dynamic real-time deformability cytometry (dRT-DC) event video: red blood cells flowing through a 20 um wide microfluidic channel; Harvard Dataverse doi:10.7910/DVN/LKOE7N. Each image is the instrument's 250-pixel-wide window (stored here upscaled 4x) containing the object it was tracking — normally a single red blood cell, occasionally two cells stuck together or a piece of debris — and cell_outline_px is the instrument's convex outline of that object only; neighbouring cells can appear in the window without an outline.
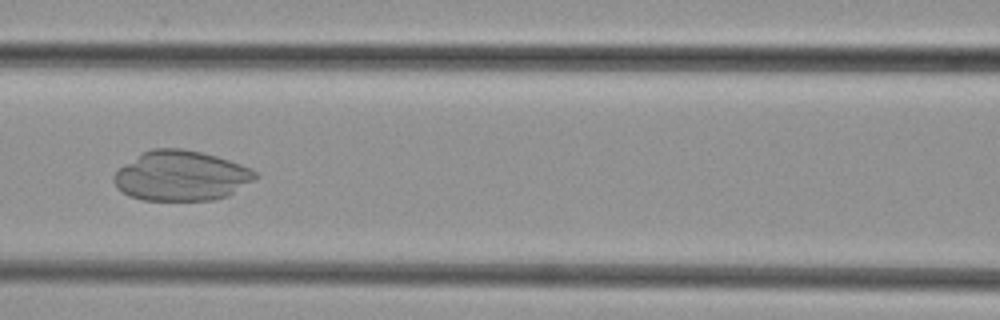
{"species": "common noctule bat (a hibernating species)", "species_latin": "Nyctalus noctula", "temperature_condition": "cold", "stored_images_in_passage": 46, "camera_frame_rate_fps": 3000, "um_per_image_px": 0.085, "animal": {"sex": "female", "body_mass_g": 29.2, "forearm_length_mm": 56.3}, "frame": {"image": 1, "passage_image": 19, "time_ms": 6.0, "image_size_px": [1000, 320], "cell_outline_px": [[260, 176], [228, 196], [216, 200], [144, 200], [128, 196], [116, 188], [112, 180], [112, 176], [124, 164], [144, 152], [152, 148], [184, 148], [216, 156], [240, 164], [256, 172]], "centroid_in_image_um": [15.38, 14.95], "position_along_channel_um": 151.2, "area_um2": 41.27}}
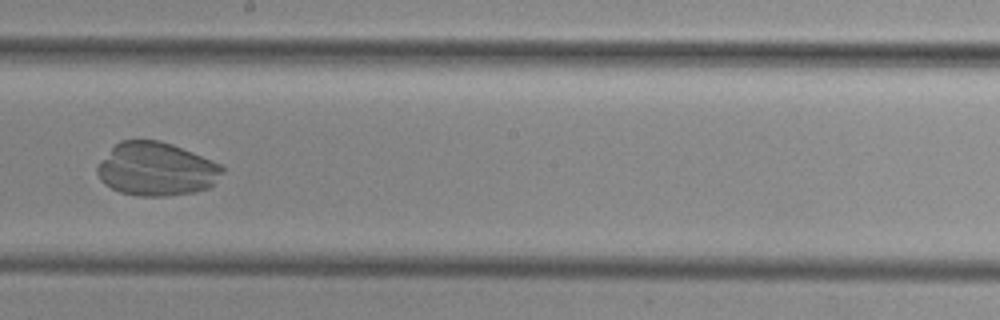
{"frame": {"image": 2, "passage_image": 25, "time_ms": 8.0, "image_size_px": [1000, 320], "cell_outline_px": [[224, 172], [208, 188], [196, 192], [164, 196], [140, 196], [120, 192], [104, 184], [100, 180], [96, 172], [96, 168], [112, 148], [120, 140], [160, 140], [172, 144], [192, 152], [220, 164], [224, 168]], "centroid_in_image_um": [13.28, 14.38], "position_along_channel_um": 234.9, "area_um2": 38.73}}
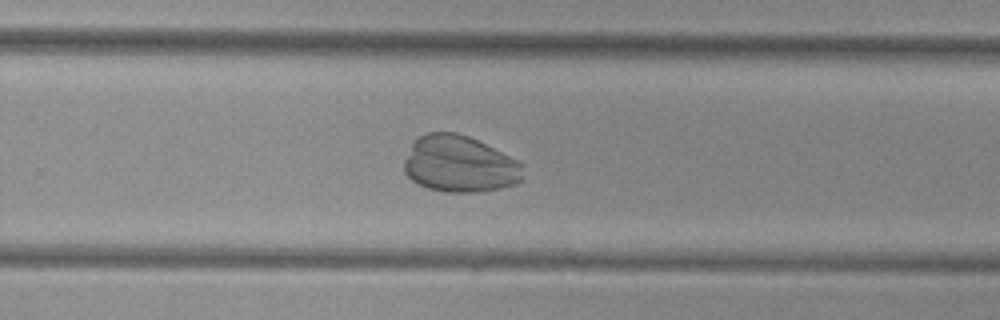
{"frame": {"image": 3, "passage_image": 29, "time_ms": 9.333, "image_size_px": [1000, 320], "cell_outline_px": [[524, 164], [520, 180], [516, 184], [500, 188], [472, 192], [444, 192], [428, 188], [412, 180], [404, 172], [404, 160], [412, 144], [420, 136], [428, 132], [456, 132], [468, 136]], "centroid_in_image_um": [39.04, 13.95], "position_along_channel_um": 290.8, "area_um2": 38.78}}